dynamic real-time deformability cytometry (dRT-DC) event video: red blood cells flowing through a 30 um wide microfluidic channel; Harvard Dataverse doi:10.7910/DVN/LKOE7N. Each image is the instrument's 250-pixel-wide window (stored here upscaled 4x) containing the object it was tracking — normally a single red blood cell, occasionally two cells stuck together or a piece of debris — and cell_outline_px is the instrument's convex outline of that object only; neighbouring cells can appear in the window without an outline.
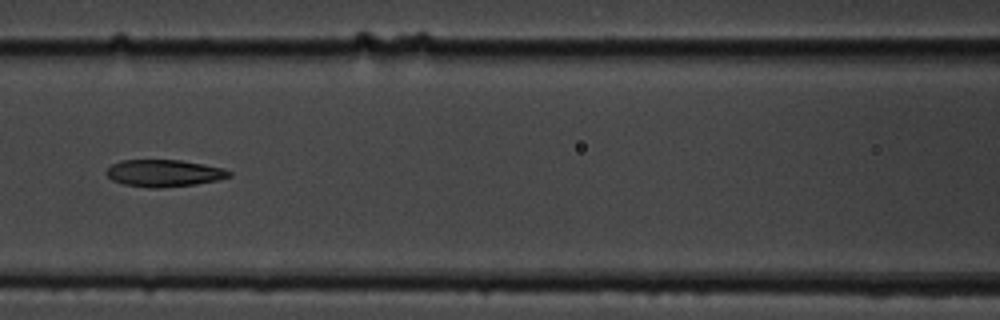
{"species": "common noctule bat (a hibernating species)", "species_latin": "Nyctalus noctula", "temperature_condition": "cold", "stored_images_in_passage": 11, "camera_frame_rate_fps": 3000, "um_per_image_px": 0.085, "animal": {"sex": "male", "body_mass_g": 19.5, "forearm_length_mm": 54.6}, "frame": {"image": 1, "passage_image": 7, "time_ms": 7.667, "image_size_px": [1000, 320], "cell_outline_px": [[232, 176], [220, 180], [196, 184], [160, 188], [148, 188], [124, 184], [112, 180], [104, 172], [112, 164], [120, 160], [180, 160], [224, 168], [232, 172]], "centroid_in_image_um": [13.96, 14.72], "position_along_channel_um": 152.6, "area_um2": 19.48}}
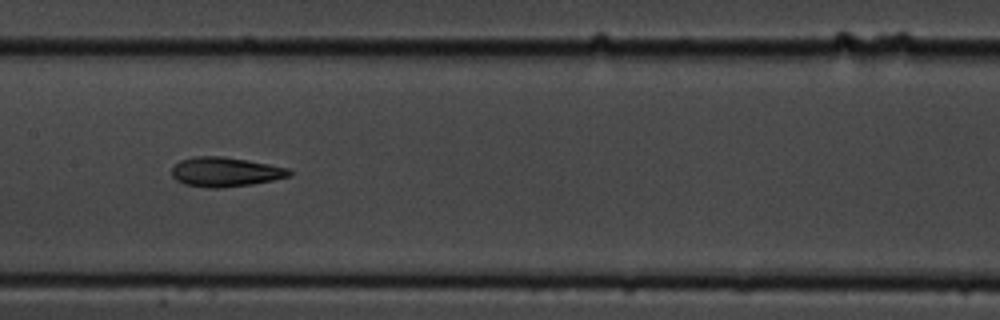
{"frame": {"image": 2, "passage_image": 8, "time_ms": 8.667, "image_size_px": [1000, 320], "cell_outline_px": [[292, 172], [288, 176], [272, 180], [252, 184], [224, 188], [208, 188], [184, 184], [176, 180], [172, 176], [172, 168], [180, 160], [196, 156], [224, 156], [248, 160], [288, 168]], "centroid_in_image_um": [19.12, 14.61], "position_along_channel_um": 188.3, "area_um2": 20.17}}
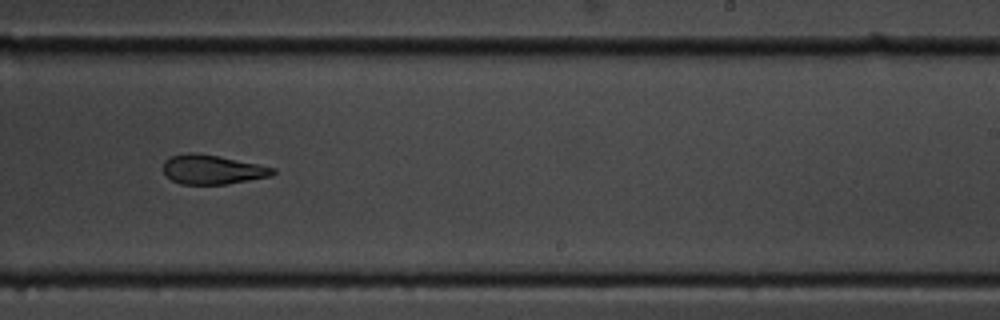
{"frame": {"image": 3, "passage_image": 10, "time_ms": 11.0, "image_size_px": [1000, 320], "cell_outline_px": [[276, 172], [272, 176], [228, 184], [180, 184], [172, 180], [164, 172], [164, 160], [172, 156], [188, 152], [196, 152], [276, 168]], "centroid_in_image_um": [18.05, 14.42], "position_along_channel_um": 270.9, "area_um2": 18.55}}